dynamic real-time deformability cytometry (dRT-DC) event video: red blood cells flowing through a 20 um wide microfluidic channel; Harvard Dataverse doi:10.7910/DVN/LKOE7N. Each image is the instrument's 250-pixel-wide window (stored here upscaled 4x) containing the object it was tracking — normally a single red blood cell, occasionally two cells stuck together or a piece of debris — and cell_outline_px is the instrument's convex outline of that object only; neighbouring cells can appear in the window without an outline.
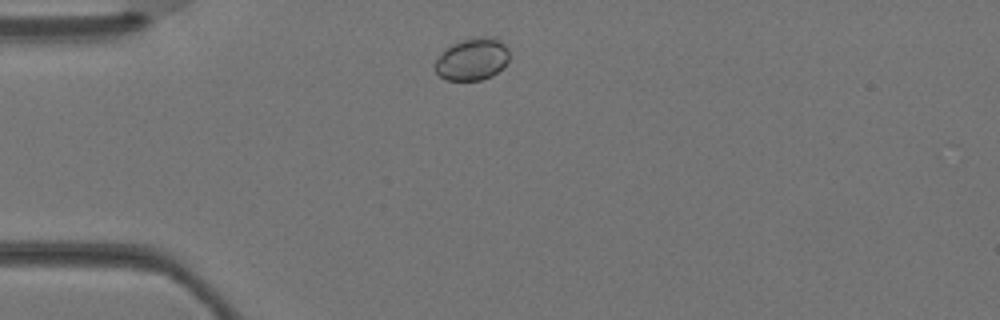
{"species": "Egyptian fruit bat (a non-hibernating species)", "species_latin": "Rousettus aegyptiacus", "temperature_condition": "warm", "stored_images_in_passage": 1, "camera_frame_rate_fps": 3000, "um_per_image_px": 0.085, "animal": {"sex": "female"}, "frame": {"image": 1, "passage_image": 1, "time_ms": 0.0, "image_size_px": [1000, 320], "cell_outline_px": [[508, 60], [504, 68], [492, 76], [480, 80], [444, 80], [436, 72], [432, 64], [452, 44], [464, 40], [480, 36], [484, 36], [500, 40], [508, 48]], "centroid_in_image_um": [40.15, 5.06], "position_along_channel_um": 44.9, "area_um2": 18.21}}